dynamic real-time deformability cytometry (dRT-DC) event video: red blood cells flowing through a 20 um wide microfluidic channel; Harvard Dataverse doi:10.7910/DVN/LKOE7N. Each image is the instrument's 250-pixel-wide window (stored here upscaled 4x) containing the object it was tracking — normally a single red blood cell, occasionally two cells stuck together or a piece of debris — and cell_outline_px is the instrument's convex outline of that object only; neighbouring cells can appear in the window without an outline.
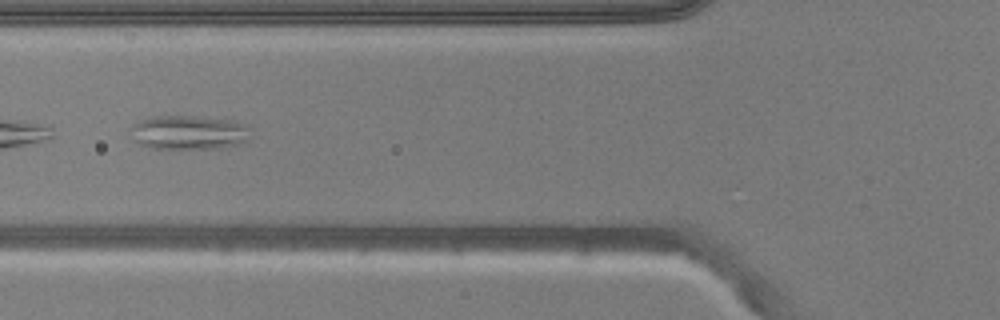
{"species": "common noctule bat (a hibernating species)", "species_latin": "Nyctalus noctula", "temperature_condition": "warm", "stored_images_in_passage": 29, "camera_frame_rate_fps": 3000, "um_per_image_px": 0.085, "animal": {"sex": "male", "body_mass_g": 20.5, "forearm_length_mm": 52.5}, "frame": {"image": 1, "passage_image": 10, "time_ms": 3.0, "image_size_px": [1000, 320], "cell_outline_px": [[252, 128], [248, 140], [240, 144], [216, 148], [152, 148], [140, 144], [132, 140], [128, 128], [132, 124], [140, 120], [156, 116], [192, 116], [232, 120], [248, 124]], "centroid_in_image_um": [16.05, 11.25], "position_along_channel_um": 109.8, "area_um2": 24.22}}